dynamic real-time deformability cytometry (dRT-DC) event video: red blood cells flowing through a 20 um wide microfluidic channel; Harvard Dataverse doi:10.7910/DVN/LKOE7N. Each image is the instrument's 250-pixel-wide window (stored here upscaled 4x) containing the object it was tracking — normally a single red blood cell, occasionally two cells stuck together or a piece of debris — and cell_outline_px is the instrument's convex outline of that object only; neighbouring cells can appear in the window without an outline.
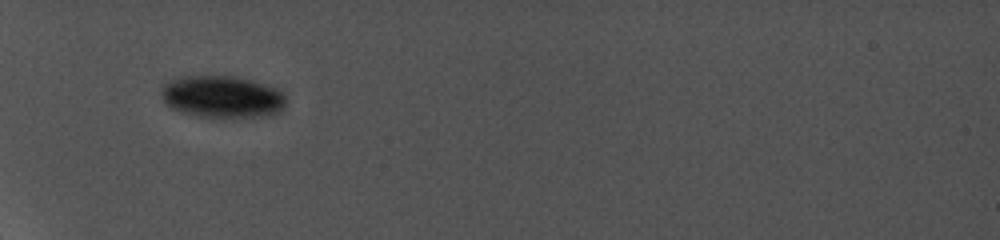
{"species": "common noctule bat (a hibernating species)", "species_latin": "Nyctalus noctula", "temperature_condition": "cold", "stored_images_in_passage": 3, "camera_frame_rate_fps": 5000, "um_per_image_px": 0.085, "animal": {"sex": "female", "body_mass_g": 19.0, "forearm_length_mm": 56.7}, "frame": {"image": 1, "passage_image": 2, "time_ms": 1.4, "image_size_px": [1000, 240], "cell_outline_px": [[284, 108], [280, 112], [268, 116], [196, 116], [180, 112], [168, 108], [160, 92], [164, 84], [168, 80], [184, 76], [236, 76], [252, 80], [276, 88], [284, 96]], "centroid_in_image_um": [18.84, 8.21], "position_along_channel_um": 66.2, "area_um2": 30.52}}